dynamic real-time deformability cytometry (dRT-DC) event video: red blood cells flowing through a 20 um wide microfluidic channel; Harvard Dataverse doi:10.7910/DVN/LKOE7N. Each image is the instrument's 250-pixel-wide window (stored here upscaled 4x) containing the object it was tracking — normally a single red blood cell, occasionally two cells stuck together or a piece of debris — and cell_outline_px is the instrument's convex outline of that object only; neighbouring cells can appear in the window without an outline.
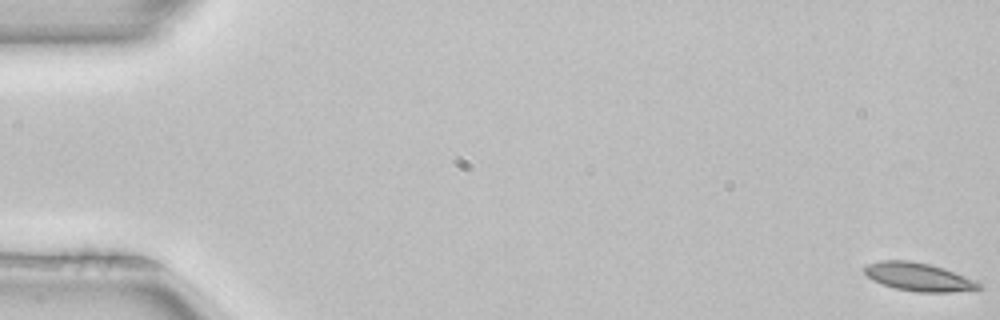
{"species": "common noctule bat (a hibernating species)", "species_latin": "Nyctalus noctula", "temperature_condition": "room temperature", "stored_images_in_passage": 5, "segment_of_instrument_passage": [1, 2], "camera_frame_rate_fps": 3000, "um_per_image_px": 0.085, "animal": {"sex": "female", "body_mass_g": 22.7, "forearm_length_mm": 54.2}, "frame": {"image": 1, "passage_image": 1, "time_ms": 0.0, "image_size_px": [1000, 320], "cell_outline_px": [[984, 288], [948, 292], [916, 292], [896, 288], [872, 280], [864, 272], [864, 268], [868, 264], [880, 260], [908, 260], [928, 264], [944, 268], [984, 284]], "centroid_in_image_um": [78.09, 23.54], "position_along_channel_um": 6.9, "area_um2": 18.67}}
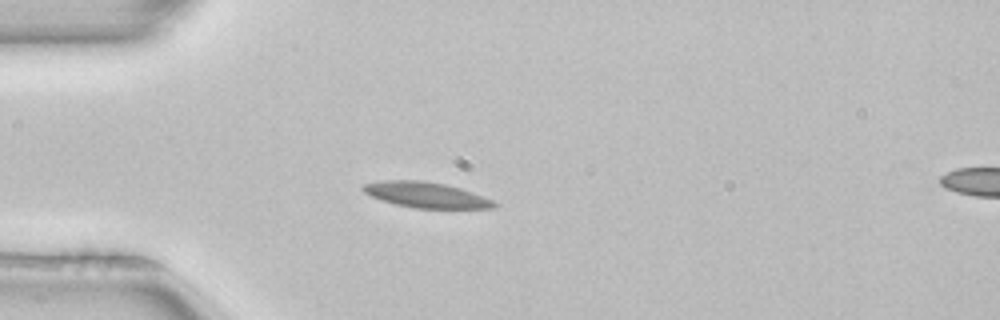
{"frame": {"image": 2, "passage_image": 4, "time_ms": 1.0, "image_size_px": [1000, 320], "cell_outline_px": [[500, 204], [496, 208], [416, 208], [396, 204], [372, 196], [364, 192], [360, 188], [360, 184], [380, 180], [424, 180], [444, 184], [460, 188], [472, 192], [492, 200]], "centroid_in_image_um": [36.2, 16.55], "position_along_channel_um": 48.8, "area_um2": 19.54}}